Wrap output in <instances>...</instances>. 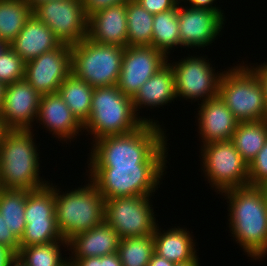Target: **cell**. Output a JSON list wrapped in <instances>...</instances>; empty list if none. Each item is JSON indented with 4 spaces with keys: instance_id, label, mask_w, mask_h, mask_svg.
<instances>
[{
    "instance_id": "1",
    "label": "cell",
    "mask_w": 267,
    "mask_h": 266,
    "mask_svg": "<svg viewBox=\"0 0 267 266\" xmlns=\"http://www.w3.org/2000/svg\"><path fill=\"white\" fill-rule=\"evenodd\" d=\"M166 132L165 125L145 122L130 133L102 137L88 148L86 167L169 164Z\"/></svg>"
},
{
    "instance_id": "2",
    "label": "cell",
    "mask_w": 267,
    "mask_h": 266,
    "mask_svg": "<svg viewBox=\"0 0 267 266\" xmlns=\"http://www.w3.org/2000/svg\"><path fill=\"white\" fill-rule=\"evenodd\" d=\"M227 202L229 235L252 262L267 257V208L262 186L246 185L220 194Z\"/></svg>"
},
{
    "instance_id": "3",
    "label": "cell",
    "mask_w": 267,
    "mask_h": 266,
    "mask_svg": "<svg viewBox=\"0 0 267 266\" xmlns=\"http://www.w3.org/2000/svg\"><path fill=\"white\" fill-rule=\"evenodd\" d=\"M35 131L0 130V188L31 191L50 182L41 176L42 152Z\"/></svg>"
},
{
    "instance_id": "4",
    "label": "cell",
    "mask_w": 267,
    "mask_h": 266,
    "mask_svg": "<svg viewBox=\"0 0 267 266\" xmlns=\"http://www.w3.org/2000/svg\"><path fill=\"white\" fill-rule=\"evenodd\" d=\"M167 164L88 166L87 176L104 200L129 196H156L167 174ZM159 186V187H158Z\"/></svg>"
},
{
    "instance_id": "5",
    "label": "cell",
    "mask_w": 267,
    "mask_h": 266,
    "mask_svg": "<svg viewBox=\"0 0 267 266\" xmlns=\"http://www.w3.org/2000/svg\"><path fill=\"white\" fill-rule=\"evenodd\" d=\"M145 122L134 112L133 101L116 86L95 87L89 119L83 125L90 145L105 136L137 130Z\"/></svg>"
},
{
    "instance_id": "6",
    "label": "cell",
    "mask_w": 267,
    "mask_h": 266,
    "mask_svg": "<svg viewBox=\"0 0 267 266\" xmlns=\"http://www.w3.org/2000/svg\"><path fill=\"white\" fill-rule=\"evenodd\" d=\"M85 183L65 192L55 184L56 222L65 241L104 221L105 200L89 178Z\"/></svg>"
},
{
    "instance_id": "7",
    "label": "cell",
    "mask_w": 267,
    "mask_h": 266,
    "mask_svg": "<svg viewBox=\"0 0 267 266\" xmlns=\"http://www.w3.org/2000/svg\"><path fill=\"white\" fill-rule=\"evenodd\" d=\"M234 64L222 73L218 95L239 122L267 119V104L257 74L243 59Z\"/></svg>"
},
{
    "instance_id": "8",
    "label": "cell",
    "mask_w": 267,
    "mask_h": 266,
    "mask_svg": "<svg viewBox=\"0 0 267 266\" xmlns=\"http://www.w3.org/2000/svg\"><path fill=\"white\" fill-rule=\"evenodd\" d=\"M124 47L94 42L87 37L71 46V73L91 87L116 86Z\"/></svg>"
},
{
    "instance_id": "9",
    "label": "cell",
    "mask_w": 267,
    "mask_h": 266,
    "mask_svg": "<svg viewBox=\"0 0 267 266\" xmlns=\"http://www.w3.org/2000/svg\"><path fill=\"white\" fill-rule=\"evenodd\" d=\"M198 152L201 174L216 195L249 185V165L230 140L202 145Z\"/></svg>"
},
{
    "instance_id": "10",
    "label": "cell",
    "mask_w": 267,
    "mask_h": 266,
    "mask_svg": "<svg viewBox=\"0 0 267 266\" xmlns=\"http://www.w3.org/2000/svg\"><path fill=\"white\" fill-rule=\"evenodd\" d=\"M197 53L199 51L194 52L195 55L186 53L188 56H182L181 59L179 57L178 61L174 57L171 58V55L168 57L167 62L174 72L176 96L179 101L184 99L200 104L218 96L219 81L224 69L216 70V66L209 61L211 58L206 54L199 56Z\"/></svg>"
},
{
    "instance_id": "11",
    "label": "cell",
    "mask_w": 267,
    "mask_h": 266,
    "mask_svg": "<svg viewBox=\"0 0 267 266\" xmlns=\"http://www.w3.org/2000/svg\"><path fill=\"white\" fill-rule=\"evenodd\" d=\"M155 197L129 196L105 200L104 220L122 238L153 234L158 224Z\"/></svg>"
},
{
    "instance_id": "12",
    "label": "cell",
    "mask_w": 267,
    "mask_h": 266,
    "mask_svg": "<svg viewBox=\"0 0 267 266\" xmlns=\"http://www.w3.org/2000/svg\"><path fill=\"white\" fill-rule=\"evenodd\" d=\"M50 182L27 194L24 212L26 226L20 248L63 240L55 215V183Z\"/></svg>"
},
{
    "instance_id": "13",
    "label": "cell",
    "mask_w": 267,
    "mask_h": 266,
    "mask_svg": "<svg viewBox=\"0 0 267 266\" xmlns=\"http://www.w3.org/2000/svg\"><path fill=\"white\" fill-rule=\"evenodd\" d=\"M33 15L47 25L62 44L72 46L87 37L88 17L82 0L40 3L33 9Z\"/></svg>"
},
{
    "instance_id": "14",
    "label": "cell",
    "mask_w": 267,
    "mask_h": 266,
    "mask_svg": "<svg viewBox=\"0 0 267 266\" xmlns=\"http://www.w3.org/2000/svg\"><path fill=\"white\" fill-rule=\"evenodd\" d=\"M226 20L216 11L178 6V24L181 48L202 51L222 37ZM221 35V36H220ZM194 48V49H193Z\"/></svg>"
},
{
    "instance_id": "15",
    "label": "cell",
    "mask_w": 267,
    "mask_h": 266,
    "mask_svg": "<svg viewBox=\"0 0 267 266\" xmlns=\"http://www.w3.org/2000/svg\"><path fill=\"white\" fill-rule=\"evenodd\" d=\"M71 73V46L57 48L25 62V80L40 94L58 93L59 86Z\"/></svg>"
},
{
    "instance_id": "16",
    "label": "cell",
    "mask_w": 267,
    "mask_h": 266,
    "mask_svg": "<svg viewBox=\"0 0 267 266\" xmlns=\"http://www.w3.org/2000/svg\"><path fill=\"white\" fill-rule=\"evenodd\" d=\"M40 97L25 79L6 85L0 110V130L35 129Z\"/></svg>"
},
{
    "instance_id": "17",
    "label": "cell",
    "mask_w": 267,
    "mask_h": 266,
    "mask_svg": "<svg viewBox=\"0 0 267 266\" xmlns=\"http://www.w3.org/2000/svg\"><path fill=\"white\" fill-rule=\"evenodd\" d=\"M168 57L152 46H126L117 87L133 98L140 87L167 63Z\"/></svg>"
},
{
    "instance_id": "18",
    "label": "cell",
    "mask_w": 267,
    "mask_h": 266,
    "mask_svg": "<svg viewBox=\"0 0 267 266\" xmlns=\"http://www.w3.org/2000/svg\"><path fill=\"white\" fill-rule=\"evenodd\" d=\"M36 124V128L41 127L43 132L45 129V132L52 134L51 138L66 145H70L71 141H78L77 137L80 140L81 134L84 133L83 125L58 93L41 95L35 126Z\"/></svg>"
},
{
    "instance_id": "19",
    "label": "cell",
    "mask_w": 267,
    "mask_h": 266,
    "mask_svg": "<svg viewBox=\"0 0 267 266\" xmlns=\"http://www.w3.org/2000/svg\"><path fill=\"white\" fill-rule=\"evenodd\" d=\"M195 118L200 146L220 141H228L235 132L239 121L218 95L198 104ZM202 142V143H201Z\"/></svg>"
},
{
    "instance_id": "20",
    "label": "cell",
    "mask_w": 267,
    "mask_h": 266,
    "mask_svg": "<svg viewBox=\"0 0 267 266\" xmlns=\"http://www.w3.org/2000/svg\"><path fill=\"white\" fill-rule=\"evenodd\" d=\"M177 101L175 90V78L171 65L167 62L153 76H151L139 89L132 98L134 112L144 121L148 123L159 124L158 118L140 116L142 109L148 108L149 111L154 108L167 107L168 104H174ZM152 110H150V109Z\"/></svg>"
},
{
    "instance_id": "21",
    "label": "cell",
    "mask_w": 267,
    "mask_h": 266,
    "mask_svg": "<svg viewBox=\"0 0 267 266\" xmlns=\"http://www.w3.org/2000/svg\"><path fill=\"white\" fill-rule=\"evenodd\" d=\"M121 237L104 220L96 227L74 235L68 240V265L77 259L87 257H101L118 253Z\"/></svg>"
},
{
    "instance_id": "22",
    "label": "cell",
    "mask_w": 267,
    "mask_h": 266,
    "mask_svg": "<svg viewBox=\"0 0 267 266\" xmlns=\"http://www.w3.org/2000/svg\"><path fill=\"white\" fill-rule=\"evenodd\" d=\"M127 37L126 3L99 10L88 17V39L126 47Z\"/></svg>"
},
{
    "instance_id": "23",
    "label": "cell",
    "mask_w": 267,
    "mask_h": 266,
    "mask_svg": "<svg viewBox=\"0 0 267 266\" xmlns=\"http://www.w3.org/2000/svg\"><path fill=\"white\" fill-rule=\"evenodd\" d=\"M180 226L179 223V226L166 227V230L158 223L153 233L155 253L174 263L193 261L199 251L193 232L185 226Z\"/></svg>"
},
{
    "instance_id": "24",
    "label": "cell",
    "mask_w": 267,
    "mask_h": 266,
    "mask_svg": "<svg viewBox=\"0 0 267 266\" xmlns=\"http://www.w3.org/2000/svg\"><path fill=\"white\" fill-rule=\"evenodd\" d=\"M60 44L52 30L32 14L9 46L27 62L57 48Z\"/></svg>"
},
{
    "instance_id": "25",
    "label": "cell",
    "mask_w": 267,
    "mask_h": 266,
    "mask_svg": "<svg viewBox=\"0 0 267 266\" xmlns=\"http://www.w3.org/2000/svg\"><path fill=\"white\" fill-rule=\"evenodd\" d=\"M230 141L249 165L267 141V119L239 122Z\"/></svg>"
},
{
    "instance_id": "26",
    "label": "cell",
    "mask_w": 267,
    "mask_h": 266,
    "mask_svg": "<svg viewBox=\"0 0 267 266\" xmlns=\"http://www.w3.org/2000/svg\"><path fill=\"white\" fill-rule=\"evenodd\" d=\"M94 87L70 73L59 86L58 94L76 119L84 125L89 119Z\"/></svg>"
},
{
    "instance_id": "27",
    "label": "cell",
    "mask_w": 267,
    "mask_h": 266,
    "mask_svg": "<svg viewBox=\"0 0 267 266\" xmlns=\"http://www.w3.org/2000/svg\"><path fill=\"white\" fill-rule=\"evenodd\" d=\"M152 29L151 46L153 48L162 51L167 57L174 52L175 48H181L178 6L169 11L154 14Z\"/></svg>"
},
{
    "instance_id": "28",
    "label": "cell",
    "mask_w": 267,
    "mask_h": 266,
    "mask_svg": "<svg viewBox=\"0 0 267 266\" xmlns=\"http://www.w3.org/2000/svg\"><path fill=\"white\" fill-rule=\"evenodd\" d=\"M65 249H68V241L65 240L23 247L16 259L23 266H68V253L63 254L68 251Z\"/></svg>"
},
{
    "instance_id": "29",
    "label": "cell",
    "mask_w": 267,
    "mask_h": 266,
    "mask_svg": "<svg viewBox=\"0 0 267 266\" xmlns=\"http://www.w3.org/2000/svg\"><path fill=\"white\" fill-rule=\"evenodd\" d=\"M32 14L26 0H0V41L10 44Z\"/></svg>"
},
{
    "instance_id": "30",
    "label": "cell",
    "mask_w": 267,
    "mask_h": 266,
    "mask_svg": "<svg viewBox=\"0 0 267 266\" xmlns=\"http://www.w3.org/2000/svg\"><path fill=\"white\" fill-rule=\"evenodd\" d=\"M30 190L0 188V214L7 227L20 240L26 226L25 205Z\"/></svg>"
},
{
    "instance_id": "31",
    "label": "cell",
    "mask_w": 267,
    "mask_h": 266,
    "mask_svg": "<svg viewBox=\"0 0 267 266\" xmlns=\"http://www.w3.org/2000/svg\"><path fill=\"white\" fill-rule=\"evenodd\" d=\"M127 46H151L154 15L145 10L136 0L126 3Z\"/></svg>"
},
{
    "instance_id": "32",
    "label": "cell",
    "mask_w": 267,
    "mask_h": 266,
    "mask_svg": "<svg viewBox=\"0 0 267 266\" xmlns=\"http://www.w3.org/2000/svg\"><path fill=\"white\" fill-rule=\"evenodd\" d=\"M154 253L153 234L120 240L118 255L122 266H147Z\"/></svg>"
},
{
    "instance_id": "33",
    "label": "cell",
    "mask_w": 267,
    "mask_h": 266,
    "mask_svg": "<svg viewBox=\"0 0 267 266\" xmlns=\"http://www.w3.org/2000/svg\"><path fill=\"white\" fill-rule=\"evenodd\" d=\"M25 78V61L8 46L0 55V82L5 86Z\"/></svg>"
},
{
    "instance_id": "34",
    "label": "cell",
    "mask_w": 267,
    "mask_h": 266,
    "mask_svg": "<svg viewBox=\"0 0 267 266\" xmlns=\"http://www.w3.org/2000/svg\"><path fill=\"white\" fill-rule=\"evenodd\" d=\"M249 185H267V141L249 164Z\"/></svg>"
},
{
    "instance_id": "35",
    "label": "cell",
    "mask_w": 267,
    "mask_h": 266,
    "mask_svg": "<svg viewBox=\"0 0 267 266\" xmlns=\"http://www.w3.org/2000/svg\"><path fill=\"white\" fill-rule=\"evenodd\" d=\"M0 245L11 250L15 255L20 250V240L7 227L4 217L0 214Z\"/></svg>"
},
{
    "instance_id": "36",
    "label": "cell",
    "mask_w": 267,
    "mask_h": 266,
    "mask_svg": "<svg viewBox=\"0 0 267 266\" xmlns=\"http://www.w3.org/2000/svg\"><path fill=\"white\" fill-rule=\"evenodd\" d=\"M145 10L151 14L169 11L176 7L173 0H136Z\"/></svg>"
},
{
    "instance_id": "37",
    "label": "cell",
    "mask_w": 267,
    "mask_h": 266,
    "mask_svg": "<svg viewBox=\"0 0 267 266\" xmlns=\"http://www.w3.org/2000/svg\"><path fill=\"white\" fill-rule=\"evenodd\" d=\"M129 0H82L87 17L108 7L127 3Z\"/></svg>"
},
{
    "instance_id": "38",
    "label": "cell",
    "mask_w": 267,
    "mask_h": 266,
    "mask_svg": "<svg viewBox=\"0 0 267 266\" xmlns=\"http://www.w3.org/2000/svg\"><path fill=\"white\" fill-rule=\"evenodd\" d=\"M217 1L218 0H186L184 5L193 8L216 10L225 20H227V17L225 16L227 13H225L224 9L222 10L221 7H218L220 5H217Z\"/></svg>"
},
{
    "instance_id": "39",
    "label": "cell",
    "mask_w": 267,
    "mask_h": 266,
    "mask_svg": "<svg viewBox=\"0 0 267 266\" xmlns=\"http://www.w3.org/2000/svg\"><path fill=\"white\" fill-rule=\"evenodd\" d=\"M247 63L254 71L255 73L257 74L261 84H262V87H263V91H264V96H265V101H266V104H267V60L264 61L263 63H259L258 62L256 63ZM252 65V66H251Z\"/></svg>"
},
{
    "instance_id": "40",
    "label": "cell",
    "mask_w": 267,
    "mask_h": 266,
    "mask_svg": "<svg viewBox=\"0 0 267 266\" xmlns=\"http://www.w3.org/2000/svg\"><path fill=\"white\" fill-rule=\"evenodd\" d=\"M16 255L8 248L0 245V266H13Z\"/></svg>"
},
{
    "instance_id": "41",
    "label": "cell",
    "mask_w": 267,
    "mask_h": 266,
    "mask_svg": "<svg viewBox=\"0 0 267 266\" xmlns=\"http://www.w3.org/2000/svg\"><path fill=\"white\" fill-rule=\"evenodd\" d=\"M100 266H122L118 253L100 257Z\"/></svg>"
},
{
    "instance_id": "42",
    "label": "cell",
    "mask_w": 267,
    "mask_h": 266,
    "mask_svg": "<svg viewBox=\"0 0 267 266\" xmlns=\"http://www.w3.org/2000/svg\"><path fill=\"white\" fill-rule=\"evenodd\" d=\"M71 266H100V257L77 259Z\"/></svg>"
},
{
    "instance_id": "43",
    "label": "cell",
    "mask_w": 267,
    "mask_h": 266,
    "mask_svg": "<svg viewBox=\"0 0 267 266\" xmlns=\"http://www.w3.org/2000/svg\"><path fill=\"white\" fill-rule=\"evenodd\" d=\"M147 266H174V262L168 261L154 253Z\"/></svg>"
},
{
    "instance_id": "44",
    "label": "cell",
    "mask_w": 267,
    "mask_h": 266,
    "mask_svg": "<svg viewBox=\"0 0 267 266\" xmlns=\"http://www.w3.org/2000/svg\"><path fill=\"white\" fill-rule=\"evenodd\" d=\"M200 258L199 255L193 261H187L183 263H174V266H200Z\"/></svg>"
},
{
    "instance_id": "45",
    "label": "cell",
    "mask_w": 267,
    "mask_h": 266,
    "mask_svg": "<svg viewBox=\"0 0 267 266\" xmlns=\"http://www.w3.org/2000/svg\"><path fill=\"white\" fill-rule=\"evenodd\" d=\"M26 1L31 6V8L34 9L40 3H45V2L52 1V0H26Z\"/></svg>"
},
{
    "instance_id": "46",
    "label": "cell",
    "mask_w": 267,
    "mask_h": 266,
    "mask_svg": "<svg viewBox=\"0 0 267 266\" xmlns=\"http://www.w3.org/2000/svg\"><path fill=\"white\" fill-rule=\"evenodd\" d=\"M4 90H5V85L2 82H0V110L3 105Z\"/></svg>"
},
{
    "instance_id": "47",
    "label": "cell",
    "mask_w": 267,
    "mask_h": 266,
    "mask_svg": "<svg viewBox=\"0 0 267 266\" xmlns=\"http://www.w3.org/2000/svg\"><path fill=\"white\" fill-rule=\"evenodd\" d=\"M9 46L8 43L4 41H0V55L3 53V51Z\"/></svg>"
},
{
    "instance_id": "48",
    "label": "cell",
    "mask_w": 267,
    "mask_h": 266,
    "mask_svg": "<svg viewBox=\"0 0 267 266\" xmlns=\"http://www.w3.org/2000/svg\"><path fill=\"white\" fill-rule=\"evenodd\" d=\"M262 188H263L265 203H266V208H267V185H263Z\"/></svg>"
},
{
    "instance_id": "49",
    "label": "cell",
    "mask_w": 267,
    "mask_h": 266,
    "mask_svg": "<svg viewBox=\"0 0 267 266\" xmlns=\"http://www.w3.org/2000/svg\"><path fill=\"white\" fill-rule=\"evenodd\" d=\"M173 2L176 4V6H181L186 3V0H173Z\"/></svg>"
},
{
    "instance_id": "50",
    "label": "cell",
    "mask_w": 267,
    "mask_h": 266,
    "mask_svg": "<svg viewBox=\"0 0 267 266\" xmlns=\"http://www.w3.org/2000/svg\"><path fill=\"white\" fill-rule=\"evenodd\" d=\"M13 266H23V265L16 259Z\"/></svg>"
}]
</instances>
